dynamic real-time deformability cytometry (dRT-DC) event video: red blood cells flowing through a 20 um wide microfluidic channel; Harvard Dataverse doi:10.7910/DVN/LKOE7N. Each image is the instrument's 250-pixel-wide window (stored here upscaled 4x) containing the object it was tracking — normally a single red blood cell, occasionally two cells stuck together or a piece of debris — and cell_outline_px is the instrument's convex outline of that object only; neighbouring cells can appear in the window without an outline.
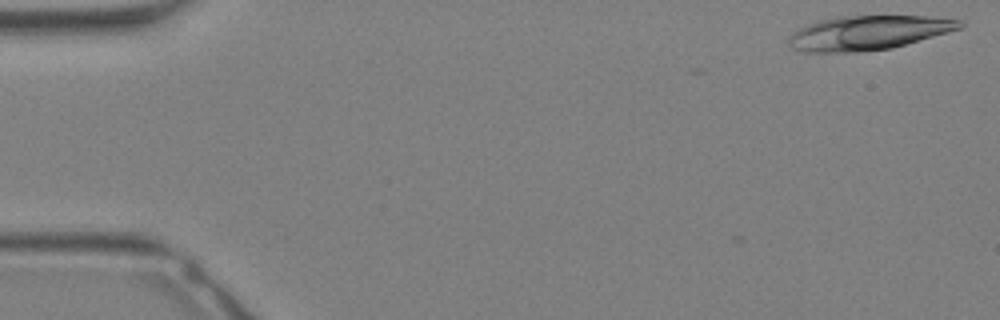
{"species": "Egyptian fruit bat (a non-hibernating species)", "species_latin": "Rousettus aegyptiacus", "temperature_condition": "warm", "stored_images_in_passage": 4, "camera_frame_rate_fps": 3000, "um_per_image_px": 0.085, "animal": {"sex": "female"}, "frame": {"image": 1, "passage_image": 1, "time_ms": 0.0, "image_size_px": [1000, 320], "cell_outline_px": [[964, 24], [960, 28], [948, 32], [892, 48], [860, 52], [804, 52], [792, 48], [788, 44], [788, 40], [792, 32], [816, 20], [840, 16], [928, 16], [960, 20]], "centroid_in_image_um": [73.76, 2.79], "position_along_channel_um": 11.2, "area_um2": 34.16}}